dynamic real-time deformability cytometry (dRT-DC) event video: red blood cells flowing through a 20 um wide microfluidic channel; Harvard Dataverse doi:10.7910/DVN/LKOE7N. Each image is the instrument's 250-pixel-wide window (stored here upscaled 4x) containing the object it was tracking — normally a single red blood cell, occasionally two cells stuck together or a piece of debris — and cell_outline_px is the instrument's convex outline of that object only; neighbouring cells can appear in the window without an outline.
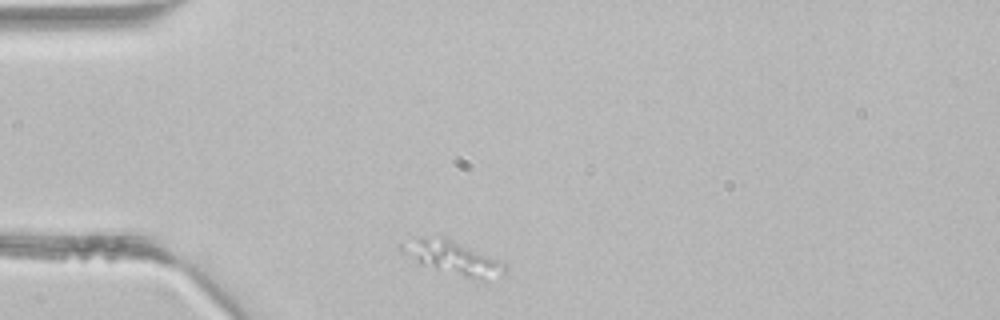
{"species": "common noctule bat (a hibernating species)", "species_latin": "Nyctalus noctula", "temperature_condition": "room temperature", "stored_images_in_passage": 4, "camera_frame_rate_fps": 3000, "um_per_image_px": 0.085, "animal": {"sex": "male", "body_mass_g": 21.5, "forearm_length_mm": 52.0}, "frame": {"image": 1, "passage_image": 4, "time_ms": 1.0, "image_size_px": [1000, 320], "cell_outline_px": [[508, 268], [504, 272], [484, 280], [480, 280], [464, 276], [420, 264], [404, 252], [400, 248], [400, 244], [412, 236], [448, 236], [500, 260], [508, 264]], "centroid_in_image_um": [38.49, 21.83], "position_along_channel_um": 46.5, "area_um2": 20.29}}